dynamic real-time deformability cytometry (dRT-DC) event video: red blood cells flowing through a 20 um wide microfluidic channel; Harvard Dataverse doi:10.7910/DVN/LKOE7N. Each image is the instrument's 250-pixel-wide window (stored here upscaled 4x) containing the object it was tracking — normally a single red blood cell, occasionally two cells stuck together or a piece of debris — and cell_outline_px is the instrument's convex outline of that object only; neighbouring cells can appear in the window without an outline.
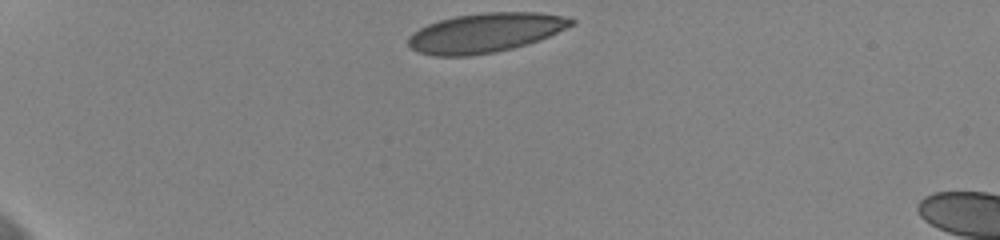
{"species": "human", "species_latin": "Homo sapiens", "temperature_condition": "cold", "stored_images_in_passage": 6, "camera_frame_rate_fps": 3000, "um_per_image_px": 0.085, "donor": {"sex": "female"}, "frame": {"image": 1, "passage_image": 1, "time_ms": 0.0, "image_size_px": [1000, 240], "cell_outline_px": [[576, 24], [548, 36], [512, 48], [496, 52], [468, 56], [436, 56], [420, 52], [412, 48], [408, 44], [408, 40], [412, 32], [428, 24], [440, 20], [456, 16], [484, 12], [540, 12], [568, 16], [576, 20]], "centroid_in_image_um": [41.29, 2.77], "position_along_channel_um": 43.7, "area_um2": 37.28}}